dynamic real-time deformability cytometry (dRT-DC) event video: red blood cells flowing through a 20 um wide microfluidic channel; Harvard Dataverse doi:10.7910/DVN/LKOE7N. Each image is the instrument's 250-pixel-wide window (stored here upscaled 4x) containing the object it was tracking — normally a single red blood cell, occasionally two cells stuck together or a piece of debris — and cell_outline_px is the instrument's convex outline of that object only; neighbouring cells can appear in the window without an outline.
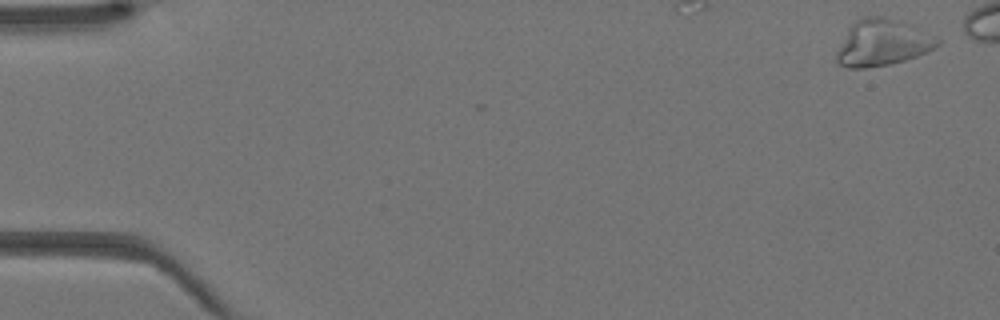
{"species": "Egyptian fruit bat (a non-hibernating species)", "species_latin": "Rousettus aegyptiacus", "temperature_condition": "warm", "stored_images_in_passage": 3, "camera_frame_rate_fps": 3000, "um_per_image_px": 0.085, "animal": {"sex": "female"}, "frame": {"image": 1, "passage_image": 3, "time_ms": 0.667, "image_size_px": [1000, 320], "cell_outline_px": [[940, 44], [936, 48], [928, 52], [904, 60], [888, 64], [864, 68], [848, 68], [836, 64], [836, 52], [848, 28], [856, 20], [864, 16], [880, 16], [900, 20], [912, 24], [940, 40]], "centroid_in_image_um": [74.99, 3.63], "position_along_channel_um": 10.0, "area_um2": 27.4}}